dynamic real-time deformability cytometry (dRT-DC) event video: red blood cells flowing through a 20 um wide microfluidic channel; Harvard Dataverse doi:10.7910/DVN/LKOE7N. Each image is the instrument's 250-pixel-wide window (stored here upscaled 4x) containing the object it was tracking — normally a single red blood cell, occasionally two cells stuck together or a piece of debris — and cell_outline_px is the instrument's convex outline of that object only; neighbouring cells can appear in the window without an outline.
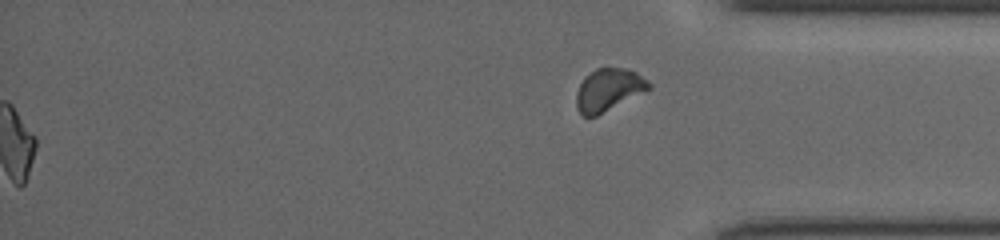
{"species": "common noctule bat (a hibernating species)", "species_latin": "Nyctalus noctula", "temperature_condition": "cold", "stored_images_in_passage": 65, "segment_of_instrument_passage": [2, 2], "camera_frame_rate_fps": 3000, "um_per_image_px": 0.085, "animal": {"sex": "female", "body_mass_g": 19.5, "forearm_length_mm": 54.1}, "frame": {"image": 1, "passage_image": 65, "time_ms": 17.667, "image_size_px": [1000, 240], "cell_outline_px": [[652, 88], [596, 116], [584, 116], [580, 112], [576, 104], [576, 96], [580, 84], [584, 76], [596, 68], [624, 68], [636, 72], [648, 80], [652, 84]], "centroid_in_image_um": [51.74, 7.62], "position_along_channel_um": 383.5, "area_um2": 17.8}}